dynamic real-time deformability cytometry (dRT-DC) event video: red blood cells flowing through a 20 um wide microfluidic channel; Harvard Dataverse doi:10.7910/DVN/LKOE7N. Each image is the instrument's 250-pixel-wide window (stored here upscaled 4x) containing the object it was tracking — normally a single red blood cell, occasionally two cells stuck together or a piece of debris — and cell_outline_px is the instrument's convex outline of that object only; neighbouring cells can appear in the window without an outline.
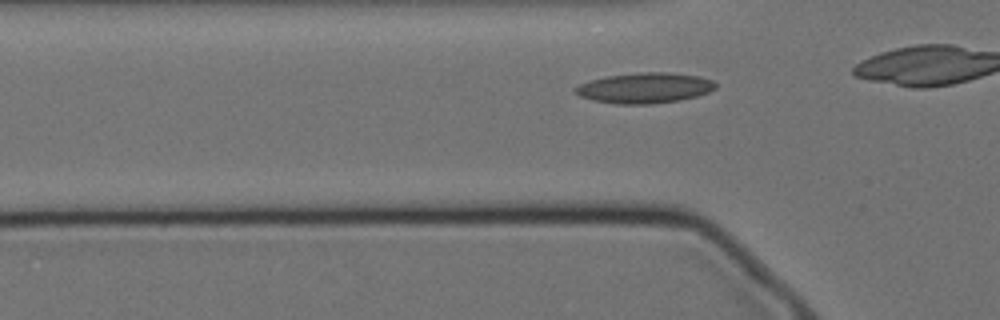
{"species": "Egyptian fruit bat (a non-hibernating species)", "species_latin": "Rousettus aegyptiacus", "temperature_condition": "cold", "stored_images_in_passage": 34, "camera_frame_rate_fps": 3000, "um_per_image_px": 0.085, "animal": {"sex": "female"}, "frame": {"image": 1, "passage_image": 8, "time_ms": 2.333, "image_size_px": [1000, 320], "cell_outline_px": [[716, 88], [708, 92], [696, 96], [676, 100], [652, 104], [616, 104], [592, 100], [580, 96], [572, 88], [580, 84], [592, 80], [608, 76], [640, 72], [668, 72], [700, 76], [712, 80], [716, 84]], "centroid_in_image_um": [54.8, 7.47], "position_along_channel_um": 71.0, "area_um2": 24.74}}
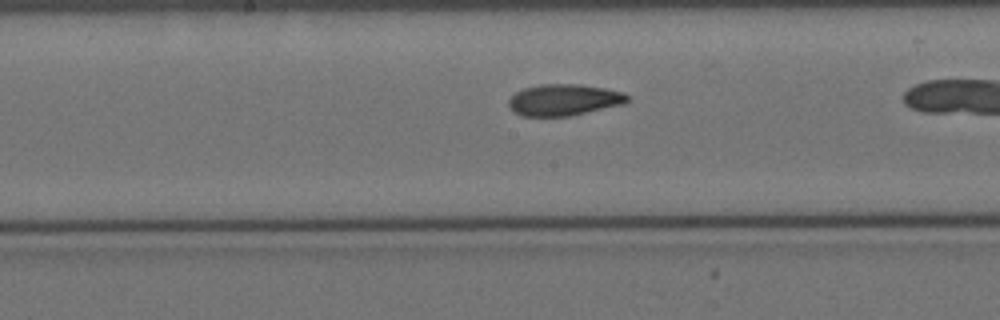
{"frame": {"image": 2, "passage_image": 19, "time_ms": 6.0, "image_size_px": [1000, 320], "cell_outline_px": [[632, 100], [624, 104], [568, 116], [520, 116], [512, 112], [508, 108], [508, 100], [516, 92], [524, 88], [540, 84], [576, 84], [604, 88], [624, 92], [632, 96]], "centroid_in_image_um": [47.94, 8.49], "position_along_channel_um": 200.3, "area_um2": 22.02}}
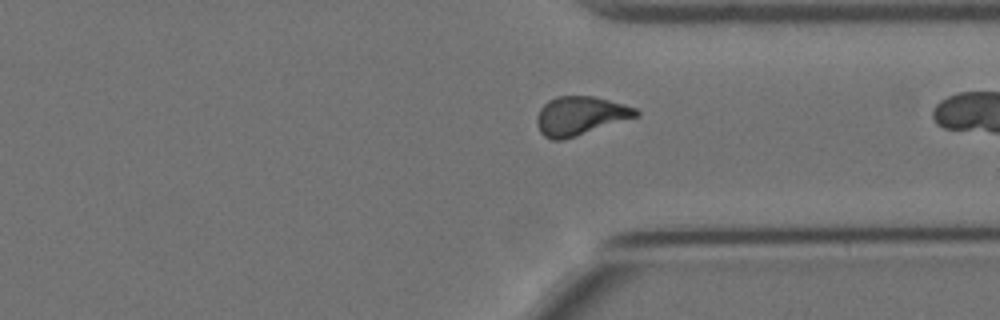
{"frame": {"image": 3, "passage_image": 33, "time_ms": 10.667, "image_size_px": [1000, 320], "cell_outline_px": [[640, 116], [564, 140], [552, 140], [544, 136], [540, 132], [536, 124], [536, 116], [540, 108], [548, 100], [556, 96], [592, 96], [624, 104], [636, 108], [640, 112]], "centroid_in_image_um": [49.31, 9.85], "position_along_channel_um": 362.1, "area_um2": 22.6}}